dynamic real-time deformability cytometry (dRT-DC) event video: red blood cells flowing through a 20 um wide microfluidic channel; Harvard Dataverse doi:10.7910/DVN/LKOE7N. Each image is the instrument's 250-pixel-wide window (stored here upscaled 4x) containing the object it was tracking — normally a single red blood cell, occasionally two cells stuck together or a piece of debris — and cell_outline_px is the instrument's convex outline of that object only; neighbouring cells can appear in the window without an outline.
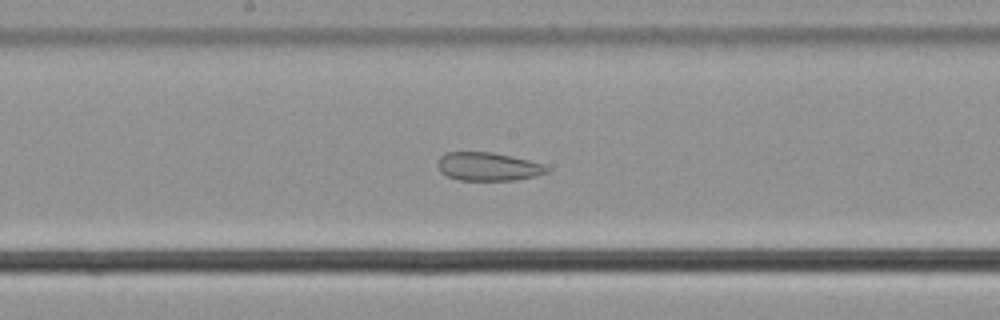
{"species": "common noctule bat (a hibernating species)", "species_latin": "Nyctalus noctula", "temperature_condition": "cold", "stored_images_in_passage": 46, "camera_frame_rate_fps": 3000, "um_per_image_px": 0.085, "animal": {"sex": "male", "body_mass_g": 21.5, "forearm_length_mm": 52.0}, "frame": {"image": 1, "passage_image": 19, "time_ms": 6.0, "image_size_px": [1000, 320], "cell_outline_px": [[548, 172], [536, 176], [516, 180], [460, 180], [448, 176], [440, 172], [436, 164], [440, 156], [448, 152], [492, 152], [512, 156], [544, 164], [548, 168]], "centroid_in_image_um": [41.47, 14.16], "position_along_channel_um": 206.7, "area_um2": 18.09}}
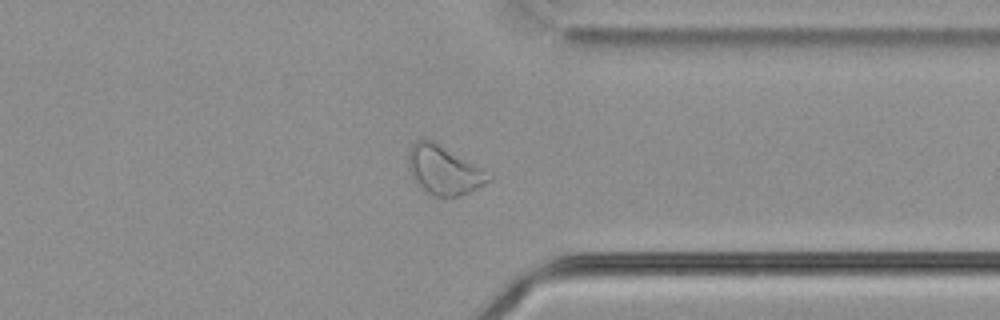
{"frame": {"image": 2, "passage_image": 33, "time_ms": 10.667, "image_size_px": [1000, 320], "cell_outline_px": [[492, 180], [460, 196], [432, 196], [420, 188], [412, 180], [408, 168], [408, 152], [412, 144], [416, 140], [424, 136], [432, 140], [480, 168], [492, 176]], "centroid_in_image_um": [37.64, 14.46], "position_along_channel_um": 373.8, "area_um2": 22.77}}
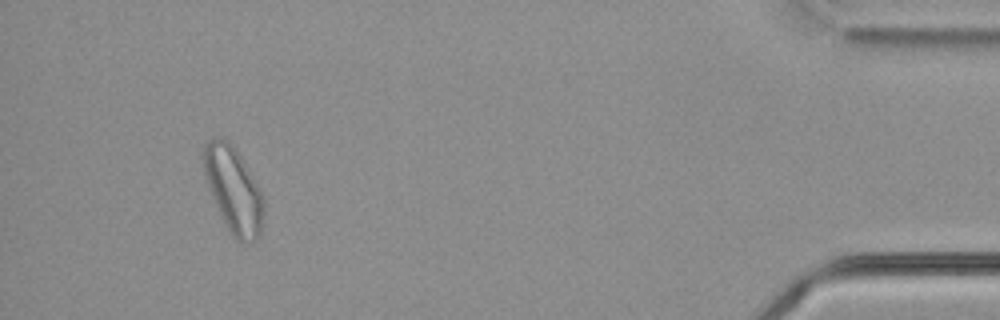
{"frame": {"image": 3, "passage_image": 42, "time_ms": 13.667, "image_size_px": [1000, 320], "cell_outline_px": [[264, 224], [256, 240], [248, 244], [240, 244], [228, 232], [204, 176], [200, 156], [208, 140], [216, 136], [220, 136], [228, 140], [232, 144], [240, 156], [264, 196]], "centroid_in_image_um": [19.84, 16.16], "position_along_channel_um": 415.4, "area_um2": 30.58}, "authors_computed_cell_mechanics": {"area_um2": 22.7154, "velocity_mm_per_s": 3.6209, "shape_relaxation_time_tau1_ms": null, "shape_relaxation_time_tau2_ms": 3.3581, "deformation_change_tau1": null, "deformation_change_tau2": 0.0946}}